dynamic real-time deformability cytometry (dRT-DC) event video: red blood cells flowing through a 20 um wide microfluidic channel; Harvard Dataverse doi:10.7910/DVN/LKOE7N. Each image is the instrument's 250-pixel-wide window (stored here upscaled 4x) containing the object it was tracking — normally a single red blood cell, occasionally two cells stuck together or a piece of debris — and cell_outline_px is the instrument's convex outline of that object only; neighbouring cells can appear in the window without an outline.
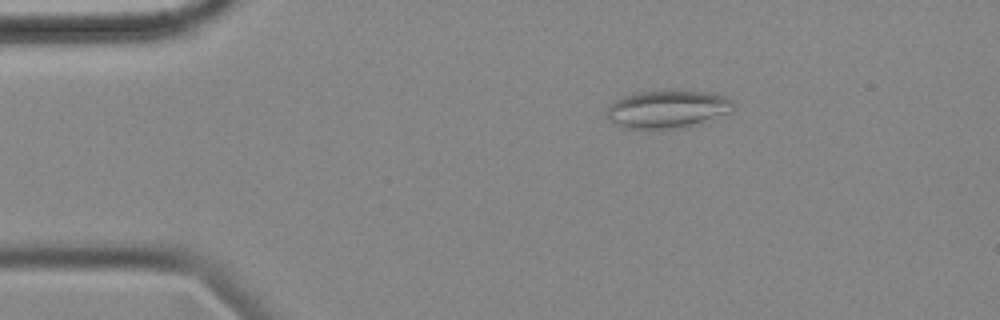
{"species": "common noctule bat (a hibernating species)", "species_latin": "Nyctalus noctula", "temperature_condition": "cold", "stored_images_in_passage": 52, "camera_frame_rate_fps": 3000, "um_per_image_px": 0.085, "animal": {"sex": "female", "body_mass_g": 18.4}, "frame": {"image": 1, "passage_image": 6, "time_ms": 1.667, "image_size_px": [1000, 320], "cell_outline_px": [[736, 108], [728, 112], [688, 128], [624, 128], [608, 120], [608, 108], [616, 100], [624, 96], [636, 92], [688, 88], [708, 92], [724, 96], [732, 100], [736, 104]], "centroid_in_image_um": [56.79, 9.24], "position_along_channel_um": 28.2, "area_um2": 28.44}}
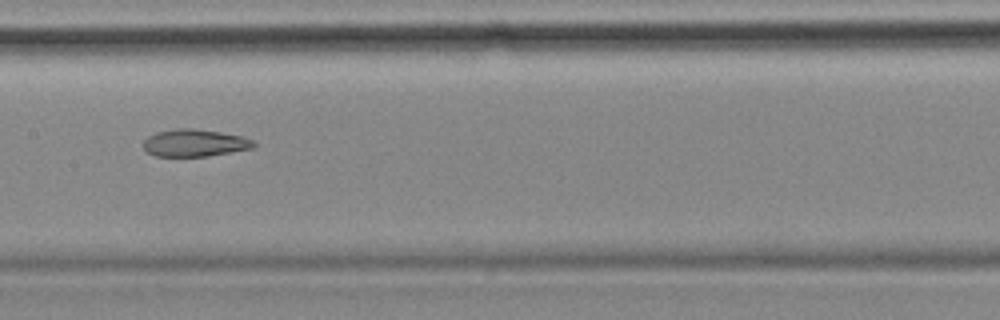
{"frame": {"image": 2, "passage_image": 24, "time_ms": 7.667, "image_size_px": [1000, 320], "cell_outline_px": [[256, 144], [252, 148], [208, 156], [156, 156], [148, 152], [144, 148], [144, 140], [148, 136], [156, 132], [176, 128], [192, 128], [220, 132], [240, 136], [252, 140]], "centroid_in_image_um": [16.52, 12.14], "position_along_channel_um": 190.9, "area_um2": 17.34}}
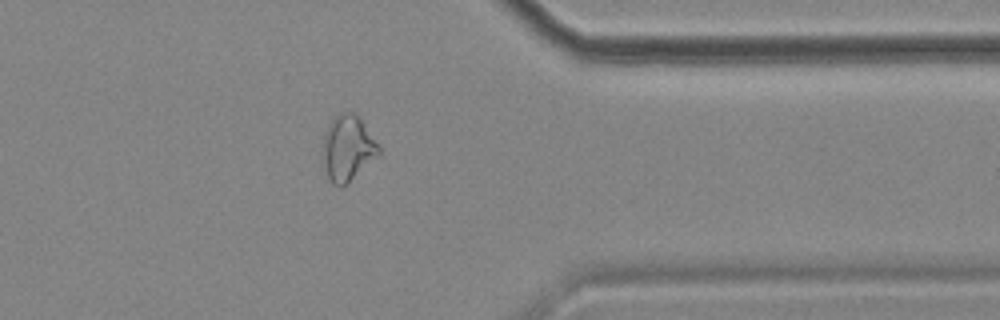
{"frame": {"image": 3, "passage_image": 41, "time_ms": 13.333, "image_size_px": [1000, 320], "cell_outline_px": [[380, 156], [340, 188], [332, 184], [320, 160], [324, 132], [328, 124], [340, 112], [356, 112], [360, 116], [380, 148]], "centroid_in_image_um": [29.53, 12.59], "position_along_channel_um": 381.9, "area_um2": 21.91}, "authors_computed_cell_mechanics": {"area_um2": 21.964, "velocity_mm_per_s": 3.5735, "shape_relaxation_time_tau1_ms": null, "shape_relaxation_time_tau2_ms": 5.106, "deformation_change_tau1": null, "deformation_change_tau2": 0.1374}}